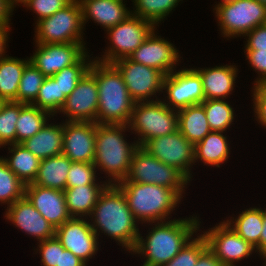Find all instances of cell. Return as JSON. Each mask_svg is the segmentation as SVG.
<instances>
[{"label": "cell", "instance_id": "7bdbcfd3", "mask_svg": "<svg viewBox=\"0 0 266 266\" xmlns=\"http://www.w3.org/2000/svg\"><path fill=\"white\" fill-rule=\"evenodd\" d=\"M36 254H40L41 266H59L60 241L54 236L37 242Z\"/></svg>", "mask_w": 266, "mask_h": 266}, {"label": "cell", "instance_id": "d590c367", "mask_svg": "<svg viewBox=\"0 0 266 266\" xmlns=\"http://www.w3.org/2000/svg\"><path fill=\"white\" fill-rule=\"evenodd\" d=\"M25 194V185L0 156V204L9 207Z\"/></svg>", "mask_w": 266, "mask_h": 266}, {"label": "cell", "instance_id": "ba28073f", "mask_svg": "<svg viewBox=\"0 0 266 266\" xmlns=\"http://www.w3.org/2000/svg\"><path fill=\"white\" fill-rule=\"evenodd\" d=\"M189 180L176 168L166 165L142 147L133 153L128 176L119 183H146L173 189L181 198Z\"/></svg>", "mask_w": 266, "mask_h": 266}, {"label": "cell", "instance_id": "e575fe53", "mask_svg": "<svg viewBox=\"0 0 266 266\" xmlns=\"http://www.w3.org/2000/svg\"><path fill=\"white\" fill-rule=\"evenodd\" d=\"M211 131L226 132L236 116L234 108L225 99H209L201 103Z\"/></svg>", "mask_w": 266, "mask_h": 266}, {"label": "cell", "instance_id": "44dd1931", "mask_svg": "<svg viewBox=\"0 0 266 266\" xmlns=\"http://www.w3.org/2000/svg\"><path fill=\"white\" fill-rule=\"evenodd\" d=\"M24 195L55 229L71 218L67 209L64 191L43 188L30 183L25 185Z\"/></svg>", "mask_w": 266, "mask_h": 266}, {"label": "cell", "instance_id": "7c38bea8", "mask_svg": "<svg viewBox=\"0 0 266 266\" xmlns=\"http://www.w3.org/2000/svg\"><path fill=\"white\" fill-rule=\"evenodd\" d=\"M149 154L168 166L178 169L190 182L194 162V144L179 130L148 140L143 146Z\"/></svg>", "mask_w": 266, "mask_h": 266}, {"label": "cell", "instance_id": "d4e9b609", "mask_svg": "<svg viewBox=\"0 0 266 266\" xmlns=\"http://www.w3.org/2000/svg\"><path fill=\"white\" fill-rule=\"evenodd\" d=\"M225 132L211 131L194 145V162L199 161L205 166L220 168L227 163L230 154V143Z\"/></svg>", "mask_w": 266, "mask_h": 266}, {"label": "cell", "instance_id": "f907efd6", "mask_svg": "<svg viewBox=\"0 0 266 266\" xmlns=\"http://www.w3.org/2000/svg\"><path fill=\"white\" fill-rule=\"evenodd\" d=\"M10 26L11 25H0V59L7 55L6 48L8 47V39L10 37L9 31H11L10 29L12 28Z\"/></svg>", "mask_w": 266, "mask_h": 266}, {"label": "cell", "instance_id": "f6af8a7d", "mask_svg": "<svg viewBox=\"0 0 266 266\" xmlns=\"http://www.w3.org/2000/svg\"><path fill=\"white\" fill-rule=\"evenodd\" d=\"M246 60L259 75L253 85L266 82V50H244Z\"/></svg>", "mask_w": 266, "mask_h": 266}, {"label": "cell", "instance_id": "9f6ffc18", "mask_svg": "<svg viewBox=\"0 0 266 266\" xmlns=\"http://www.w3.org/2000/svg\"><path fill=\"white\" fill-rule=\"evenodd\" d=\"M257 1H259L263 5H266V0H257Z\"/></svg>", "mask_w": 266, "mask_h": 266}, {"label": "cell", "instance_id": "603a6c76", "mask_svg": "<svg viewBox=\"0 0 266 266\" xmlns=\"http://www.w3.org/2000/svg\"><path fill=\"white\" fill-rule=\"evenodd\" d=\"M193 69L200 75L204 96L209 99H226L232 95L235 90L238 68L235 65H220L206 68ZM231 94V95H230Z\"/></svg>", "mask_w": 266, "mask_h": 266}, {"label": "cell", "instance_id": "b9f144b4", "mask_svg": "<svg viewBox=\"0 0 266 266\" xmlns=\"http://www.w3.org/2000/svg\"><path fill=\"white\" fill-rule=\"evenodd\" d=\"M72 0H26L22 6L33 11L37 15L35 21L54 15L57 11L64 8Z\"/></svg>", "mask_w": 266, "mask_h": 266}, {"label": "cell", "instance_id": "816d5d0a", "mask_svg": "<svg viewBox=\"0 0 266 266\" xmlns=\"http://www.w3.org/2000/svg\"><path fill=\"white\" fill-rule=\"evenodd\" d=\"M266 255V209H263V230L260 236V257Z\"/></svg>", "mask_w": 266, "mask_h": 266}, {"label": "cell", "instance_id": "c3c4849f", "mask_svg": "<svg viewBox=\"0 0 266 266\" xmlns=\"http://www.w3.org/2000/svg\"><path fill=\"white\" fill-rule=\"evenodd\" d=\"M195 266H223L214 253L207 247L199 256Z\"/></svg>", "mask_w": 266, "mask_h": 266}, {"label": "cell", "instance_id": "30bf717a", "mask_svg": "<svg viewBox=\"0 0 266 266\" xmlns=\"http://www.w3.org/2000/svg\"><path fill=\"white\" fill-rule=\"evenodd\" d=\"M157 28L152 22L129 15L121 23L107 29L109 44L103 51L102 57H94V60L102 63L112 64L115 61L129 57Z\"/></svg>", "mask_w": 266, "mask_h": 266}, {"label": "cell", "instance_id": "db71d44e", "mask_svg": "<svg viewBox=\"0 0 266 266\" xmlns=\"http://www.w3.org/2000/svg\"><path fill=\"white\" fill-rule=\"evenodd\" d=\"M234 1L236 0H221L220 2H218V4L216 3L215 5L227 4V3L234 2Z\"/></svg>", "mask_w": 266, "mask_h": 266}, {"label": "cell", "instance_id": "5bb4252c", "mask_svg": "<svg viewBox=\"0 0 266 266\" xmlns=\"http://www.w3.org/2000/svg\"><path fill=\"white\" fill-rule=\"evenodd\" d=\"M202 232L208 248L223 266H236V263L249 258L252 253L257 255L255 247L240 237L224 220Z\"/></svg>", "mask_w": 266, "mask_h": 266}, {"label": "cell", "instance_id": "e0dca14e", "mask_svg": "<svg viewBox=\"0 0 266 266\" xmlns=\"http://www.w3.org/2000/svg\"><path fill=\"white\" fill-rule=\"evenodd\" d=\"M98 102L96 78L88 71L67 96L59 114L64 115L65 121L97 123Z\"/></svg>", "mask_w": 266, "mask_h": 266}, {"label": "cell", "instance_id": "7dc6e473", "mask_svg": "<svg viewBox=\"0 0 266 266\" xmlns=\"http://www.w3.org/2000/svg\"><path fill=\"white\" fill-rule=\"evenodd\" d=\"M59 266H88L84 261L75 256L71 251L65 250L60 243Z\"/></svg>", "mask_w": 266, "mask_h": 266}, {"label": "cell", "instance_id": "3957f363", "mask_svg": "<svg viewBox=\"0 0 266 266\" xmlns=\"http://www.w3.org/2000/svg\"><path fill=\"white\" fill-rule=\"evenodd\" d=\"M126 131L130 132L126 124L96 123L93 163L97 171L104 172L108 177L105 180L108 184L116 185L127 178L133 153L139 147L136 140L131 143L126 141Z\"/></svg>", "mask_w": 266, "mask_h": 266}, {"label": "cell", "instance_id": "9a60e30c", "mask_svg": "<svg viewBox=\"0 0 266 266\" xmlns=\"http://www.w3.org/2000/svg\"><path fill=\"white\" fill-rule=\"evenodd\" d=\"M34 46L35 52L29 61L45 77H52L63 68L76 64L88 52L84 43H36Z\"/></svg>", "mask_w": 266, "mask_h": 266}, {"label": "cell", "instance_id": "ffe728a7", "mask_svg": "<svg viewBox=\"0 0 266 266\" xmlns=\"http://www.w3.org/2000/svg\"><path fill=\"white\" fill-rule=\"evenodd\" d=\"M5 218L23 233L35 237L38 242L55 236V228L34 208L24 195L7 207Z\"/></svg>", "mask_w": 266, "mask_h": 266}, {"label": "cell", "instance_id": "ab89813d", "mask_svg": "<svg viewBox=\"0 0 266 266\" xmlns=\"http://www.w3.org/2000/svg\"><path fill=\"white\" fill-rule=\"evenodd\" d=\"M32 105L56 116L60 111V87L58 81L53 77H45L37 98Z\"/></svg>", "mask_w": 266, "mask_h": 266}, {"label": "cell", "instance_id": "bcb514c9", "mask_svg": "<svg viewBox=\"0 0 266 266\" xmlns=\"http://www.w3.org/2000/svg\"><path fill=\"white\" fill-rule=\"evenodd\" d=\"M245 50H266V24H262L248 32L245 36Z\"/></svg>", "mask_w": 266, "mask_h": 266}, {"label": "cell", "instance_id": "11a10c76", "mask_svg": "<svg viewBox=\"0 0 266 266\" xmlns=\"http://www.w3.org/2000/svg\"><path fill=\"white\" fill-rule=\"evenodd\" d=\"M5 103V101L0 97V109L2 107V105Z\"/></svg>", "mask_w": 266, "mask_h": 266}, {"label": "cell", "instance_id": "8992f818", "mask_svg": "<svg viewBox=\"0 0 266 266\" xmlns=\"http://www.w3.org/2000/svg\"><path fill=\"white\" fill-rule=\"evenodd\" d=\"M128 128L140 147L148 140L162 137L178 130V112L161 100L135 102Z\"/></svg>", "mask_w": 266, "mask_h": 266}, {"label": "cell", "instance_id": "4dcf8cb0", "mask_svg": "<svg viewBox=\"0 0 266 266\" xmlns=\"http://www.w3.org/2000/svg\"><path fill=\"white\" fill-rule=\"evenodd\" d=\"M29 62L28 57L20 59L9 55L0 59V97L5 102H17L19 83Z\"/></svg>", "mask_w": 266, "mask_h": 266}, {"label": "cell", "instance_id": "f1b7e54d", "mask_svg": "<svg viewBox=\"0 0 266 266\" xmlns=\"http://www.w3.org/2000/svg\"><path fill=\"white\" fill-rule=\"evenodd\" d=\"M178 112V130L192 144L201 141L211 132L203 105L195 104Z\"/></svg>", "mask_w": 266, "mask_h": 266}, {"label": "cell", "instance_id": "74e56055", "mask_svg": "<svg viewBox=\"0 0 266 266\" xmlns=\"http://www.w3.org/2000/svg\"><path fill=\"white\" fill-rule=\"evenodd\" d=\"M45 76L31 62H29L23 71L19 88L17 92V102L23 104H33L37 98L38 92Z\"/></svg>", "mask_w": 266, "mask_h": 266}, {"label": "cell", "instance_id": "83f0119b", "mask_svg": "<svg viewBox=\"0 0 266 266\" xmlns=\"http://www.w3.org/2000/svg\"><path fill=\"white\" fill-rule=\"evenodd\" d=\"M108 185H85L64 190L66 205L71 217H90L103 190Z\"/></svg>", "mask_w": 266, "mask_h": 266}, {"label": "cell", "instance_id": "7a4b0ae2", "mask_svg": "<svg viewBox=\"0 0 266 266\" xmlns=\"http://www.w3.org/2000/svg\"><path fill=\"white\" fill-rule=\"evenodd\" d=\"M151 225L146 239L141 232L135 249L130 254L144 258L141 266H160L170 262L200 230L199 216L171 219L169 221L147 223ZM154 225V226H153ZM151 229V230H150ZM197 232V233H196Z\"/></svg>", "mask_w": 266, "mask_h": 266}, {"label": "cell", "instance_id": "f35d334b", "mask_svg": "<svg viewBox=\"0 0 266 266\" xmlns=\"http://www.w3.org/2000/svg\"><path fill=\"white\" fill-rule=\"evenodd\" d=\"M96 169L94 163L72 162L67 176L66 188L85 185H109L106 181H100L99 183L98 179L100 178L97 176L99 173Z\"/></svg>", "mask_w": 266, "mask_h": 266}, {"label": "cell", "instance_id": "1f68e13d", "mask_svg": "<svg viewBox=\"0 0 266 266\" xmlns=\"http://www.w3.org/2000/svg\"><path fill=\"white\" fill-rule=\"evenodd\" d=\"M54 116L32 104H26L19 113L16 122V144H21L26 139L38 133L45 124Z\"/></svg>", "mask_w": 266, "mask_h": 266}, {"label": "cell", "instance_id": "6f0895ef", "mask_svg": "<svg viewBox=\"0 0 266 266\" xmlns=\"http://www.w3.org/2000/svg\"><path fill=\"white\" fill-rule=\"evenodd\" d=\"M263 260H264L263 265L266 266V255L263 257Z\"/></svg>", "mask_w": 266, "mask_h": 266}, {"label": "cell", "instance_id": "ee69618b", "mask_svg": "<svg viewBox=\"0 0 266 266\" xmlns=\"http://www.w3.org/2000/svg\"><path fill=\"white\" fill-rule=\"evenodd\" d=\"M251 92L255 120L266 129V82L253 85Z\"/></svg>", "mask_w": 266, "mask_h": 266}, {"label": "cell", "instance_id": "52a82bcc", "mask_svg": "<svg viewBox=\"0 0 266 266\" xmlns=\"http://www.w3.org/2000/svg\"><path fill=\"white\" fill-rule=\"evenodd\" d=\"M35 24V43H86L82 8L77 0H72L54 15L43 18ZM36 30V31H35ZM84 34V35H83Z\"/></svg>", "mask_w": 266, "mask_h": 266}, {"label": "cell", "instance_id": "8fae6325", "mask_svg": "<svg viewBox=\"0 0 266 266\" xmlns=\"http://www.w3.org/2000/svg\"><path fill=\"white\" fill-rule=\"evenodd\" d=\"M112 64L123 76L129 95L135 102L160 100L158 96L163 93L165 77L161 71L134 62L129 57L119 59Z\"/></svg>", "mask_w": 266, "mask_h": 266}, {"label": "cell", "instance_id": "cb8c5ba5", "mask_svg": "<svg viewBox=\"0 0 266 266\" xmlns=\"http://www.w3.org/2000/svg\"><path fill=\"white\" fill-rule=\"evenodd\" d=\"M49 122L38 133L21 143L40 160L63 152L64 120L59 124H54V121L50 124Z\"/></svg>", "mask_w": 266, "mask_h": 266}, {"label": "cell", "instance_id": "60d3db41", "mask_svg": "<svg viewBox=\"0 0 266 266\" xmlns=\"http://www.w3.org/2000/svg\"><path fill=\"white\" fill-rule=\"evenodd\" d=\"M195 236L197 237L190 239L170 262L160 266H195L200 254L208 247L202 233Z\"/></svg>", "mask_w": 266, "mask_h": 266}, {"label": "cell", "instance_id": "9c48e42d", "mask_svg": "<svg viewBox=\"0 0 266 266\" xmlns=\"http://www.w3.org/2000/svg\"><path fill=\"white\" fill-rule=\"evenodd\" d=\"M224 38L244 37L259 25L266 24V5L257 0H236L213 8Z\"/></svg>", "mask_w": 266, "mask_h": 266}, {"label": "cell", "instance_id": "681fc988", "mask_svg": "<svg viewBox=\"0 0 266 266\" xmlns=\"http://www.w3.org/2000/svg\"><path fill=\"white\" fill-rule=\"evenodd\" d=\"M15 9L7 0H0V25H10L11 17Z\"/></svg>", "mask_w": 266, "mask_h": 266}, {"label": "cell", "instance_id": "5b68a950", "mask_svg": "<svg viewBox=\"0 0 266 266\" xmlns=\"http://www.w3.org/2000/svg\"><path fill=\"white\" fill-rule=\"evenodd\" d=\"M128 207L140 224L169 221L182 198L164 186L146 183H117Z\"/></svg>", "mask_w": 266, "mask_h": 266}, {"label": "cell", "instance_id": "f546056e", "mask_svg": "<svg viewBox=\"0 0 266 266\" xmlns=\"http://www.w3.org/2000/svg\"><path fill=\"white\" fill-rule=\"evenodd\" d=\"M7 157L5 160L8 167L23 182L24 185L33 183L37 177L41 160L32 152L27 150L22 144H11L7 147Z\"/></svg>", "mask_w": 266, "mask_h": 266}, {"label": "cell", "instance_id": "4fadbf2b", "mask_svg": "<svg viewBox=\"0 0 266 266\" xmlns=\"http://www.w3.org/2000/svg\"><path fill=\"white\" fill-rule=\"evenodd\" d=\"M163 92L166 93H163L165 99L161 100L176 111L205 100L201 77L193 68L183 67L166 75L163 80Z\"/></svg>", "mask_w": 266, "mask_h": 266}, {"label": "cell", "instance_id": "f5cc1de1", "mask_svg": "<svg viewBox=\"0 0 266 266\" xmlns=\"http://www.w3.org/2000/svg\"><path fill=\"white\" fill-rule=\"evenodd\" d=\"M9 4L15 9V7L18 5L23 4L26 0H7Z\"/></svg>", "mask_w": 266, "mask_h": 266}, {"label": "cell", "instance_id": "2e32d148", "mask_svg": "<svg viewBox=\"0 0 266 266\" xmlns=\"http://www.w3.org/2000/svg\"><path fill=\"white\" fill-rule=\"evenodd\" d=\"M55 237L65 250L71 251L87 265L99 251V239L91 228L89 218L87 220V218L71 217L55 229Z\"/></svg>", "mask_w": 266, "mask_h": 266}, {"label": "cell", "instance_id": "836d02e7", "mask_svg": "<svg viewBox=\"0 0 266 266\" xmlns=\"http://www.w3.org/2000/svg\"><path fill=\"white\" fill-rule=\"evenodd\" d=\"M133 10L131 14L152 22L156 27L159 23L164 22L167 16L175 10L183 0H131Z\"/></svg>", "mask_w": 266, "mask_h": 266}, {"label": "cell", "instance_id": "277c9868", "mask_svg": "<svg viewBox=\"0 0 266 266\" xmlns=\"http://www.w3.org/2000/svg\"><path fill=\"white\" fill-rule=\"evenodd\" d=\"M89 72L96 78L99 102L97 124H128L135 101L113 64L94 60Z\"/></svg>", "mask_w": 266, "mask_h": 266}, {"label": "cell", "instance_id": "484cf974", "mask_svg": "<svg viewBox=\"0 0 266 266\" xmlns=\"http://www.w3.org/2000/svg\"><path fill=\"white\" fill-rule=\"evenodd\" d=\"M224 220L240 237L255 247L260 256V236L263 230V209L251 207L244 209L237 217ZM230 218V219H229Z\"/></svg>", "mask_w": 266, "mask_h": 266}, {"label": "cell", "instance_id": "8d00e7d4", "mask_svg": "<svg viewBox=\"0 0 266 266\" xmlns=\"http://www.w3.org/2000/svg\"><path fill=\"white\" fill-rule=\"evenodd\" d=\"M26 104L8 101L0 109V148L16 144V122Z\"/></svg>", "mask_w": 266, "mask_h": 266}, {"label": "cell", "instance_id": "d6a6232c", "mask_svg": "<svg viewBox=\"0 0 266 266\" xmlns=\"http://www.w3.org/2000/svg\"><path fill=\"white\" fill-rule=\"evenodd\" d=\"M90 56L89 52H87L76 64L65 67L52 76L58 81L60 87V110L65 104L67 96L70 95L80 79L89 71L94 61V58Z\"/></svg>", "mask_w": 266, "mask_h": 266}, {"label": "cell", "instance_id": "4316f807", "mask_svg": "<svg viewBox=\"0 0 266 266\" xmlns=\"http://www.w3.org/2000/svg\"><path fill=\"white\" fill-rule=\"evenodd\" d=\"M71 164L72 161L64 154L41 160L37 177L32 184L64 191Z\"/></svg>", "mask_w": 266, "mask_h": 266}, {"label": "cell", "instance_id": "7402d4cb", "mask_svg": "<svg viewBox=\"0 0 266 266\" xmlns=\"http://www.w3.org/2000/svg\"><path fill=\"white\" fill-rule=\"evenodd\" d=\"M82 8L83 24L91 19L104 31L121 23L129 15L130 8L126 7L125 0H77ZM124 1V2H123ZM129 9V10H128Z\"/></svg>", "mask_w": 266, "mask_h": 266}, {"label": "cell", "instance_id": "ac0fdd59", "mask_svg": "<svg viewBox=\"0 0 266 266\" xmlns=\"http://www.w3.org/2000/svg\"><path fill=\"white\" fill-rule=\"evenodd\" d=\"M155 28L144 42L129 56L131 60L161 71L165 76L176 70L182 56L170 41L157 35Z\"/></svg>", "mask_w": 266, "mask_h": 266}, {"label": "cell", "instance_id": "6da1fadb", "mask_svg": "<svg viewBox=\"0 0 266 266\" xmlns=\"http://www.w3.org/2000/svg\"><path fill=\"white\" fill-rule=\"evenodd\" d=\"M88 218L98 239L103 233L129 253L135 249L140 223L133 216L126 197L117 185L109 184L103 190Z\"/></svg>", "mask_w": 266, "mask_h": 266}, {"label": "cell", "instance_id": "d6986e66", "mask_svg": "<svg viewBox=\"0 0 266 266\" xmlns=\"http://www.w3.org/2000/svg\"><path fill=\"white\" fill-rule=\"evenodd\" d=\"M96 123L64 121L63 152L72 162L93 163Z\"/></svg>", "mask_w": 266, "mask_h": 266}]
</instances>
